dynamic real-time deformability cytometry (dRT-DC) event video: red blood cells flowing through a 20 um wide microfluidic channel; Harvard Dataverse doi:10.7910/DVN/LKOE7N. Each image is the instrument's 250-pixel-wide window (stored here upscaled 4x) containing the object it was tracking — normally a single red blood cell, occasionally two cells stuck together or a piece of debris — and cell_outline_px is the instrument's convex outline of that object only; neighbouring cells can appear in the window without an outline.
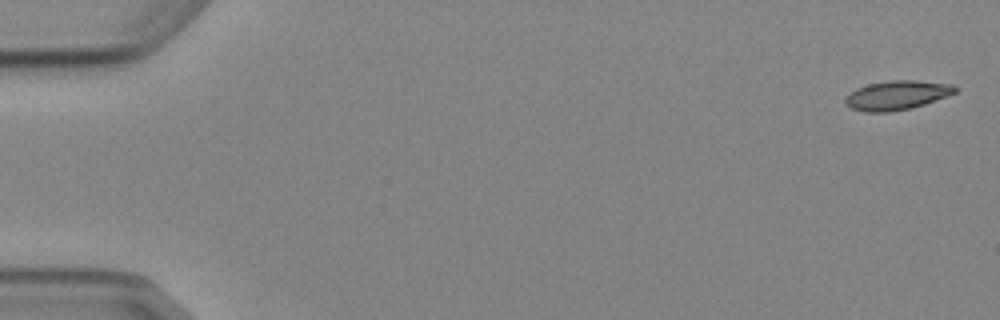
{"species": "Egyptian fruit bat (a non-hibernating species)", "species_latin": "Rousettus aegyptiacus", "temperature_condition": "cold", "stored_images_in_passage": 6, "camera_frame_rate_fps": 3000, "um_per_image_px": 0.085, "animal": {"sex": "female"}, "frame": {"image": 1, "passage_image": 1, "time_ms": 0.0, "image_size_px": [1000, 320], "cell_outline_px": [[956, 92], [924, 104], [912, 108], [888, 112], [864, 112], [852, 108], [844, 104], [844, 100], [856, 88], [868, 84], [892, 80], [916, 80], [952, 84], [956, 88]], "centroid_in_image_um": [76.21, 8.09], "position_along_channel_um": 8.8, "area_um2": 18.5}}
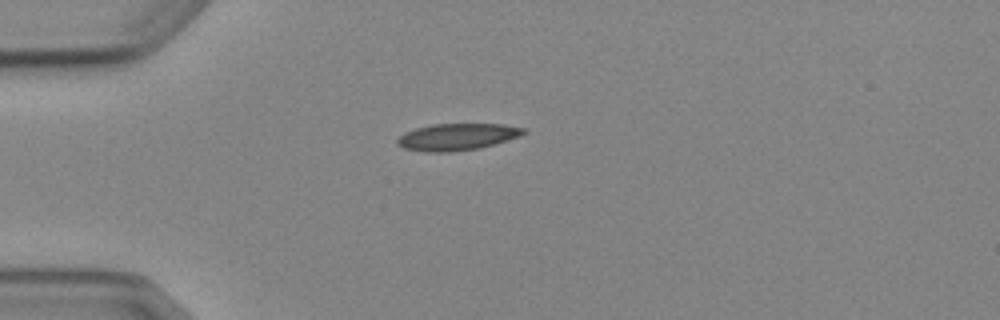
{"frame": {"image": 2, "passage_image": 4, "time_ms": 4.333, "image_size_px": [1000, 320], "cell_outline_px": [[528, 132], [520, 136], [480, 148], [452, 152], [424, 152], [404, 148], [396, 144], [396, 140], [404, 132], [416, 128], [432, 124], [504, 124], [524, 128]], "centroid_in_image_um": [38.84, 11.63], "position_along_channel_um": 46.2, "area_um2": 19.83}}
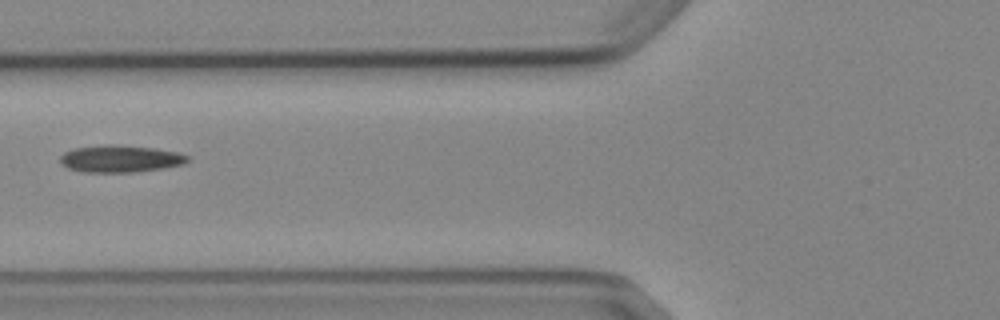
{"frame": {"image": 3, "passage_image": 6, "time_ms": 6.667, "image_size_px": [1000, 320], "cell_outline_px": [[188, 160], [184, 164], [164, 168], [136, 172], [80, 172], [68, 168], [60, 164], [60, 156], [64, 152], [76, 148], [108, 144], [112, 144], [152, 148], [176, 152], [188, 156]], "centroid_in_image_um": [10.19, 13.5], "position_along_channel_um": 115.6, "area_um2": 20.06}}